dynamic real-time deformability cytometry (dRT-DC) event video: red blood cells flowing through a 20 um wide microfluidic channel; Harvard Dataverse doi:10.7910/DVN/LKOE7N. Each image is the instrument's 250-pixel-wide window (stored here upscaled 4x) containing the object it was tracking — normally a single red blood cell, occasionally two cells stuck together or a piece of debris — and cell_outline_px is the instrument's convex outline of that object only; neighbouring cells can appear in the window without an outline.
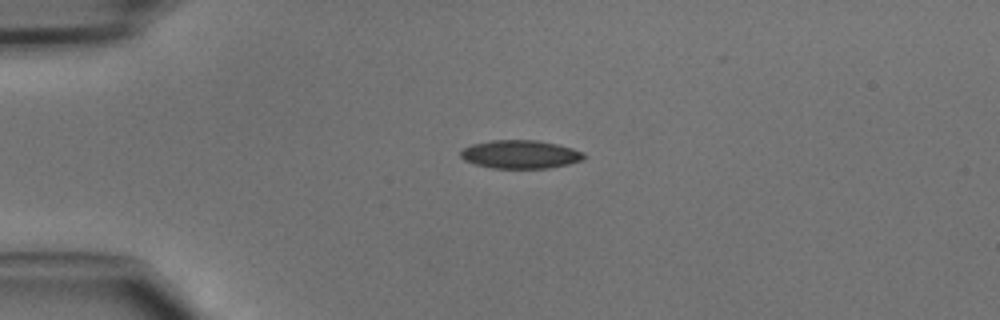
{"species": "common noctule bat (a hibernating species)", "species_latin": "Nyctalus noctula", "temperature_condition": "cold", "stored_images_in_passage": 36, "camera_frame_rate_fps": 3000, "um_per_image_px": 0.085, "animal": {"sex": "male", "body_mass_g": 15.6}, "frame": {"image": 1, "passage_image": 1, "time_ms": 0.0, "image_size_px": [1000, 320], "cell_outline_px": [[588, 156], [584, 160], [568, 164], [548, 168], [492, 168], [476, 164], [464, 160], [460, 156], [460, 152], [464, 148], [472, 144], [492, 140], [536, 140], [556, 144], [572, 148], [584, 152]], "centroid_in_image_um": [44.26, 13.12], "position_along_channel_um": 40.7, "area_um2": 20.4}}
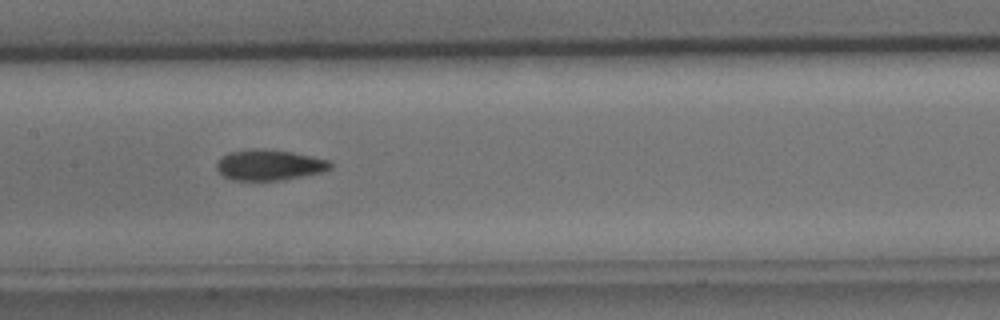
{"frame": {"image": 2, "passage_image": 13, "time_ms": 4.0, "image_size_px": [1000, 320], "cell_outline_px": [[332, 168], [324, 172], [280, 180], [232, 180], [224, 176], [216, 168], [216, 164], [228, 152], [252, 148], [292, 152], [332, 160]], "centroid_in_image_um": [22.94, 14.02], "position_along_channel_um": 184.5, "area_um2": 20.29}}
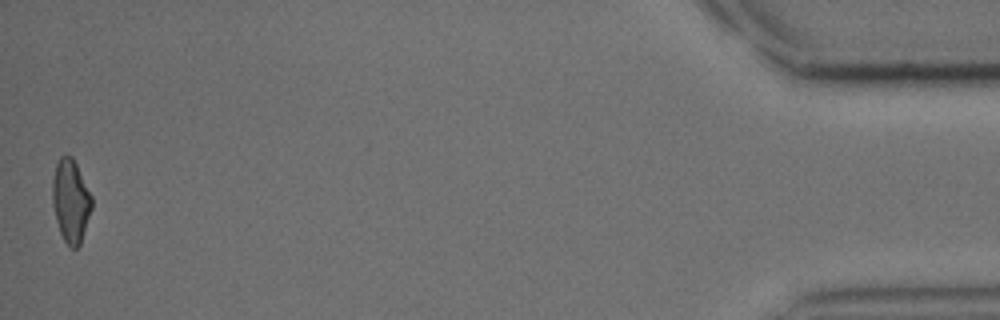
{"frame": {"image": 3, "passage_image": 36, "time_ms": 11.667, "image_size_px": [1000, 320], "cell_outline_px": [[92, 208], [80, 244], [76, 248], [72, 248], [64, 240], [60, 232], [56, 220], [52, 204], [52, 180], [56, 164], [60, 156], [72, 156], [92, 196]], "centroid_in_image_um": [6.0, 17.07], "position_along_channel_um": 429.2, "area_um2": 18.9}}